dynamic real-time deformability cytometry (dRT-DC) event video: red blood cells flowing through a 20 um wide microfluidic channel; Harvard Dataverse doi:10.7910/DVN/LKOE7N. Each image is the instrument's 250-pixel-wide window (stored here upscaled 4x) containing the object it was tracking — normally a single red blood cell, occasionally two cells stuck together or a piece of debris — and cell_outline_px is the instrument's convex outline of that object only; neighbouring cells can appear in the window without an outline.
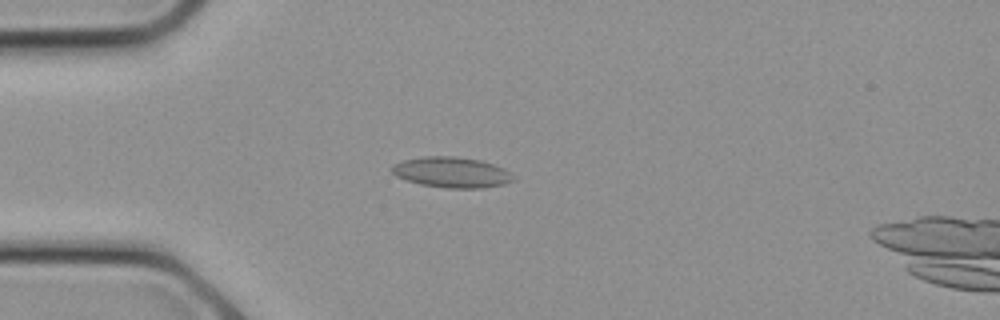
{"species": "common noctule bat (a hibernating species)", "species_latin": "Nyctalus noctula", "temperature_condition": "cold", "stored_images_in_passage": 7, "camera_frame_rate_fps": 3000, "um_per_image_px": 0.085, "animal": {"sex": "female", "body_mass_g": 21.9}, "frame": {"image": 1, "passage_image": 6, "time_ms": 1.667, "image_size_px": [1000, 320], "cell_outline_px": [[516, 180], [504, 184], [484, 188], [448, 188], [420, 184], [396, 176], [388, 168], [392, 164], [404, 160], [424, 156], [456, 156], [480, 160], [504, 168], [516, 176]], "centroid_in_image_um": [38.41, 14.64], "position_along_channel_um": 46.6, "area_um2": 21.85}}